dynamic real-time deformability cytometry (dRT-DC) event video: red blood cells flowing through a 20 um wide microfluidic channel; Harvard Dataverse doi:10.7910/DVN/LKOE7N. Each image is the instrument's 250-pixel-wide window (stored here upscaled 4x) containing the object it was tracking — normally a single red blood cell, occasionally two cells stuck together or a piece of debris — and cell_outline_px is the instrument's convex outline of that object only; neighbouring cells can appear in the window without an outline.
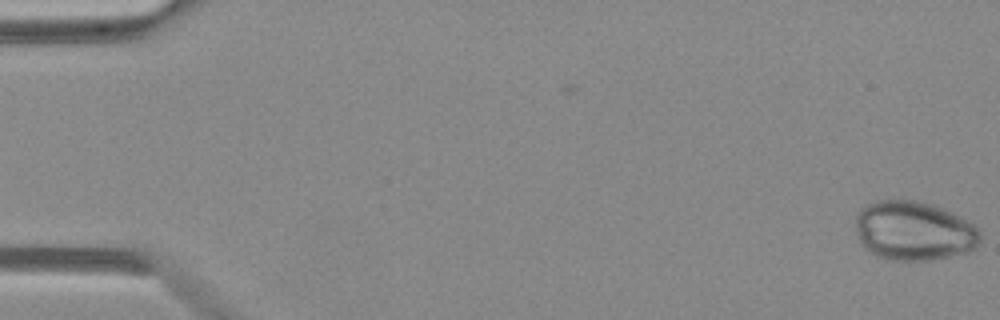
{"species": "Egyptian fruit bat (a non-hibernating species)", "species_latin": "Rousettus aegyptiacus", "temperature_condition": "warm", "stored_images_in_passage": 15, "camera_frame_rate_fps": 3000, "um_per_image_px": 0.085, "animal": {"sex": "female"}, "frame": {"image": 1, "passage_image": 1, "time_ms": 0.0, "image_size_px": [1000, 320], "cell_outline_px": [[980, 240], [968, 252], [932, 260], [888, 260], [876, 256], [868, 252], [864, 248], [860, 240], [856, 228], [856, 216], [868, 204], [876, 200], [920, 200], [932, 204], [972, 224], [980, 232]], "centroid_in_image_um": [77.64, 19.64], "position_along_channel_um": 7.4, "area_um2": 42.66}}